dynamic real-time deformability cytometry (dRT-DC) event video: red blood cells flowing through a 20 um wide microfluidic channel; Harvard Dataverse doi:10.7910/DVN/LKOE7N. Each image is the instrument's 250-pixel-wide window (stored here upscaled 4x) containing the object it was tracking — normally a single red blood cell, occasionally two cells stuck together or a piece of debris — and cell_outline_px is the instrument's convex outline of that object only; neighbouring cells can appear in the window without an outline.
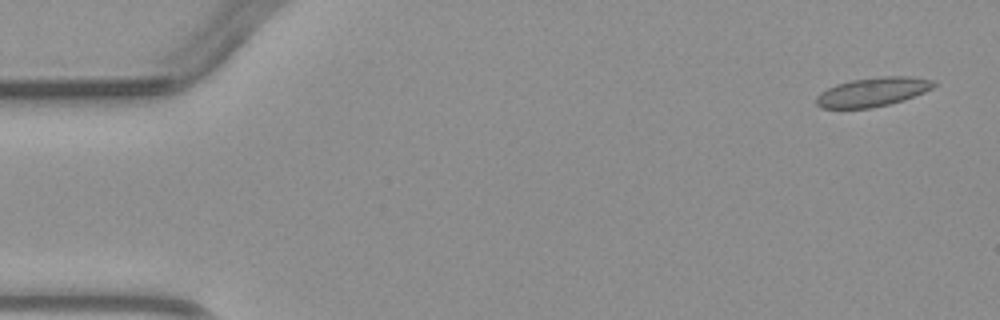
{"species": "common noctule bat (a hibernating species)", "species_latin": "Nyctalus noctula", "temperature_condition": "warm", "stored_images_in_passage": 4, "camera_frame_rate_fps": 3000, "um_per_image_px": 0.085, "animal": {"sex": "male", "body_mass_g": 23.1, "forearm_length_mm": 52.7}, "frame": {"image": 1, "passage_image": 1, "time_ms": 0.0, "image_size_px": [1000, 320], "cell_outline_px": [[936, 84], [932, 88], [924, 92], [904, 100], [872, 108], [820, 108], [816, 104], [816, 96], [820, 92], [836, 84], [852, 80], [884, 76], [912, 76], [936, 80]], "centroid_in_image_um": [74.19, 7.81], "position_along_channel_um": 10.8, "area_um2": 19.94}}
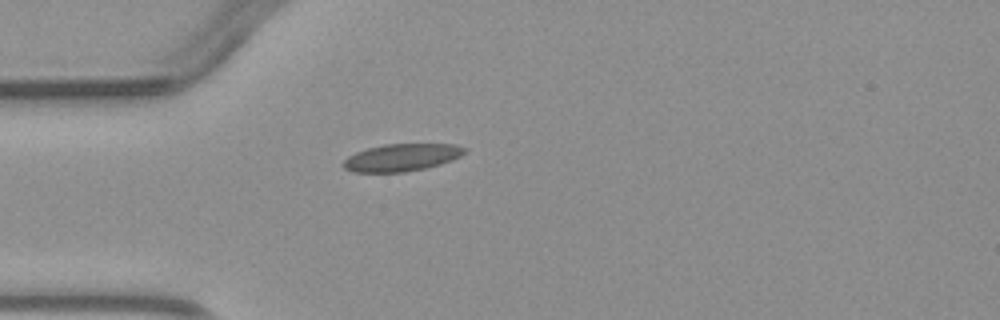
{"frame": {"image": 2, "passage_image": 4, "time_ms": 3.667, "image_size_px": [1000, 320], "cell_outline_px": [[468, 152], [452, 160], [440, 164], [424, 168], [404, 172], [352, 172], [344, 168], [340, 164], [348, 156], [356, 152], [368, 148], [384, 144], [456, 144], [468, 148]], "centroid_in_image_um": [34.15, 13.38], "position_along_channel_um": 50.8, "area_um2": 19.48}}